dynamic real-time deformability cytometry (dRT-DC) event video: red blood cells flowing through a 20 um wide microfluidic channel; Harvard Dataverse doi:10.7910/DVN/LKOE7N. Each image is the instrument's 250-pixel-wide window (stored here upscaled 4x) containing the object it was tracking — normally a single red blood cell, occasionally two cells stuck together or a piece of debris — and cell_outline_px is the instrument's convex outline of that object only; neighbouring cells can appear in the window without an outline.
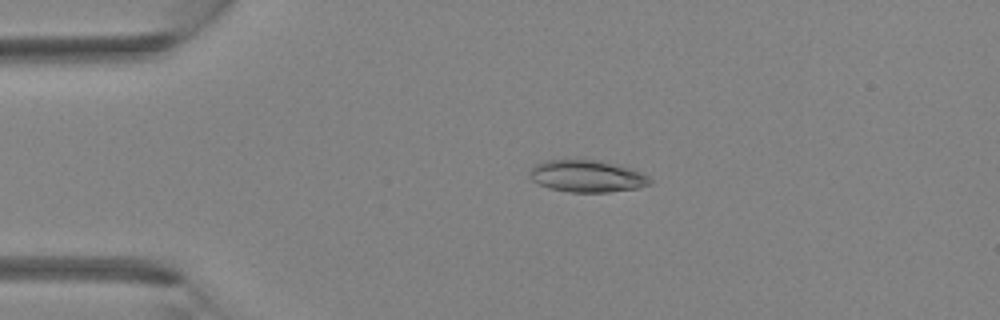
{"species": "Egyptian fruit bat (a non-hibernating species)", "species_latin": "Rousettus aegyptiacus", "temperature_condition": "room temperature", "stored_images_in_passage": 3, "camera_frame_rate_fps": 3000, "um_per_image_px": 0.085, "animal": {"sex": "female"}, "frame": {"image": 1, "passage_image": 2, "time_ms": 0.333, "image_size_px": [1000, 320], "cell_outline_px": [[652, 184], [636, 188], [608, 192], [568, 192], [548, 188], [532, 180], [528, 172], [536, 164], [548, 160], [604, 160], [640, 172], [648, 176], [652, 180]], "centroid_in_image_um": [49.9, 14.98], "position_along_channel_um": 35.1, "area_um2": 22.37}}